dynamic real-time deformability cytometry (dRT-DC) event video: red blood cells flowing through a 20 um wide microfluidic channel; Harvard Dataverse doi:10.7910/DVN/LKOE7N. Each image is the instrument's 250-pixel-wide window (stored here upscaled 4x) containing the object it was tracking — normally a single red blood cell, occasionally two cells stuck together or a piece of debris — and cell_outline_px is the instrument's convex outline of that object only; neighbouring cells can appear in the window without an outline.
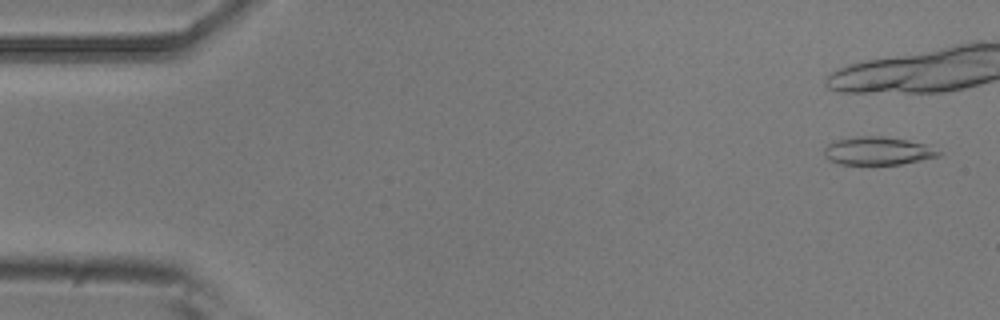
{"species": "common noctule bat (a hibernating species)", "species_latin": "Nyctalus noctula", "temperature_condition": "room temperature", "stored_images_in_passage": 4, "segment_of_instrument_passage": [2, 2], "camera_frame_rate_fps": 3000, "um_per_image_px": 0.085, "animal": {"sex": "male", "body_mass_g": 20.5, "forearm_length_mm": 52.5}, "frame": {"image": 1, "passage_image": 4, "time_ms": 1.0, "image_size_px": [1000, 320], "cell_outline_px": [[944, 152], [940, 156], [900, 164], [840, 164], [828, 160], [824, 152], [824, 148], [832, 140], [856, 136], [884, 136], [908, 140], [924, 144]], "centroid_in_image_um": [74.6, 12.81], "position_along_channel_um": 10.4, "area_um2": 18.84}}